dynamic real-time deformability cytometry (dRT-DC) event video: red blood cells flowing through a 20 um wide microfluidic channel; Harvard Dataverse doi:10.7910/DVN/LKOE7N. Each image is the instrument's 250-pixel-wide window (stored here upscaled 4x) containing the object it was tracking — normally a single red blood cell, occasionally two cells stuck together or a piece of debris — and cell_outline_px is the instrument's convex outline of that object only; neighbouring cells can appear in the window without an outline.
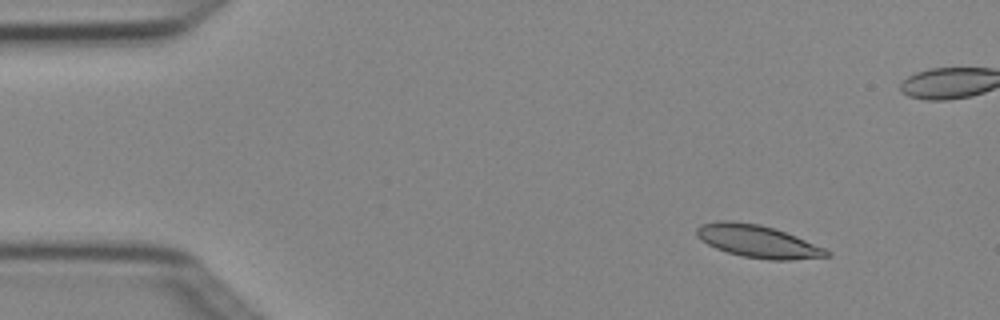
{"species": "Egyptian fruit bat (a non-hibernating species)", "species_latin": "Rousettus aegyptiacus", "temperature_condition": "cold", "stored_images_in_passage": 4, "camera_frame_rate_fps": 3000, "um_per_image_px": 0.085, "animal": {"sex": "female"}, "frame": {"image": 1, "passage_image": 1, "time_ms": 0.0, "image_size_px": [1000, 320], "cell_outline_px": [[832, 256], [792, 260], [768, 260], [744, 256], [728, 252], [716, 248], [700, 240], [696, 236], [696, 228], [700, 224], [716, 220], [732, 220], [760, 224], [796, 236], [824, 248], [832, 252]], "centroid_in_image_um": [64.39, 20.5], "position_along_channel_um": 20.6, "area_um2": 24.74}}